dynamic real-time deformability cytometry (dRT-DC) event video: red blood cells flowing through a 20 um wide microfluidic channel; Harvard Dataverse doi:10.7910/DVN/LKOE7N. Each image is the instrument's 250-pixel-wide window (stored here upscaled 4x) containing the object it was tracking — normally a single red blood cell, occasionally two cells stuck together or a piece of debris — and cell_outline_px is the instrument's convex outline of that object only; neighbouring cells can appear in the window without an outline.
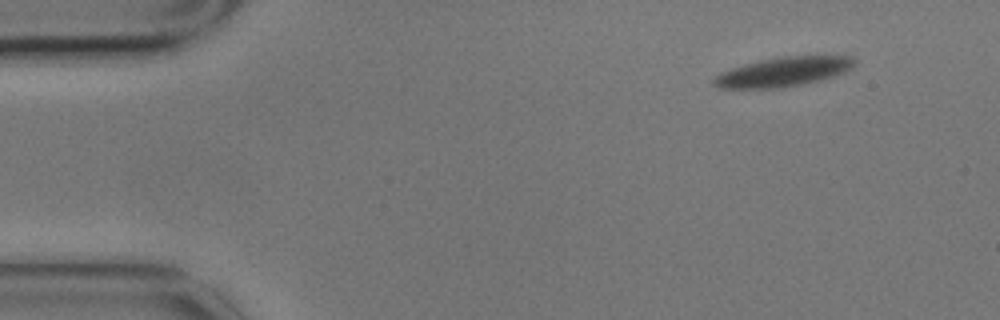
{"species": "common noctule bat (a hibernating species)", "species_latin": "Nyctalus noctula", "temperature_condition": "cold", "stored_images_in_passage": 4, "camera_frame_rate_fps": 3000, "um_per_image_px": 0.085, "animal": {"sex": "male", "body_mass_g": 17.9}, "frame": {"image": 1, "passage_image": 1, "time_ms": 0.0, "image_size_px": [1000, 320], "cell_outline_px": [[856, 64], [852, 68], [844, 72], [832, 76], [800, 84], [780, 88], [720, 88], [712, 84], [712, 80], [720, 72], [744, 64], [780, 56], [816, 52], [852, 56], [856, 60]], "centroid_in_image_um": [66.68, 6.03], "position_along_channel_um": 18.3, "area_um2": 24.85}}
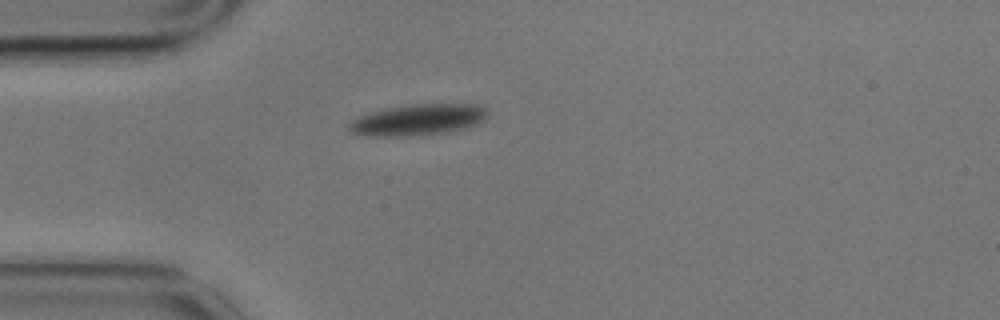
{"frame": {"image": 2, "passage_image": 4, "time_ms": 1.0, "image_size_px": [1000, 320], "cell_outline_px": [[488, 116], [480, 124], [448, 132], [412, 136], [356, 136], [348, 128], [348, 124], [352, 120], [360, 116], [372, 112], [388, 108], [412, 104], [480, 104], [488, 108]], "centroid_in_image_um": [35.57, 10.19], "position_along_channel_um": 49.4, "area_um2": 25.49}}